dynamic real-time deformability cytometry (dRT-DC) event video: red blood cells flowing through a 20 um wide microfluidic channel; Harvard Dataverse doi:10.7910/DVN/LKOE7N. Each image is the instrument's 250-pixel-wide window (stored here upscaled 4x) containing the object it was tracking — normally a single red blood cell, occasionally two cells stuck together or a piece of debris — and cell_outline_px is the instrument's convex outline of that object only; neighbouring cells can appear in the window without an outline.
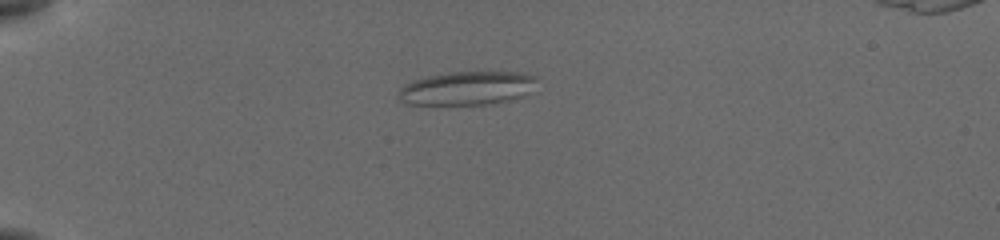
{"species": "common noctule bat (a hibernating species)", "species_latin": "Nyctalus noctula", "temperature_condition": "cold", "stored_images_in_passage": 2, "camera_frame_rate_fps": 3000, "um_per_image_px": 0.085, "animal": {"sex": "female", "body_mass_g": 19.5, "forearm_length_mm": 54.1}, "frame": {"image": 1, "passage_image": 1, "time_ms": 0.0, "image_size_px": [1000, 240], "cell_outline_px": [[536, 80], [524, 96], [508, 100], [488, 104], [404, 104], [396, 96], [400, 88], [412, 80], [428, 76], [448, 72], [516, 72], [536, 76]], "centroid_in_image_um": [39.63, 7.49], "position_along_channel_um": 45.4, "area_um2": 26.88}}